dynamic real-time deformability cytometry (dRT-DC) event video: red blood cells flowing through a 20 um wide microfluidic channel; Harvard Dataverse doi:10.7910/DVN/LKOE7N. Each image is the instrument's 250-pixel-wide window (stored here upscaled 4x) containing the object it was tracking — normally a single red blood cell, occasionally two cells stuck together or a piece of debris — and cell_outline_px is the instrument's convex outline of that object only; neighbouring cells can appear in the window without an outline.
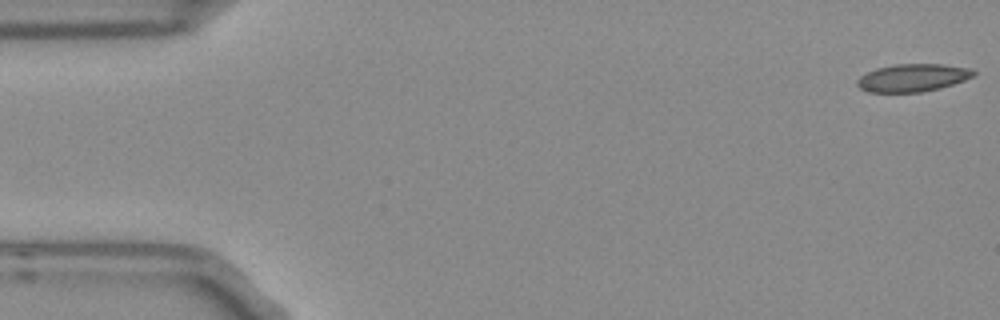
{"species": "Egyptian fruit bat (a non-hibernating species)", "species_latin": "Rousettus aegyptiacus", "temperature_condition": "room temperature", "stored_images_in_passage": 47, "camera_frame_rate_fps": 3000, "um_per_image_px": 0.085, "frame": {"image": 1, "passage_image": 1, "time_ms": 0.0, "image_size_px": [1000, 320], "cell_outline_px": [[976, 72], [972, 76], [964, 80], [940, 88], [920, 92], [868, 92], [860, 88], [856, 84], [856, 80], [860, 76], [876, 68], [896, 64], [940, 64], [968, 68]], "centroid_in_image_um": [77.53, 6.61], "position_along_channel_um": 7.5, "area_um2": 18.61}}
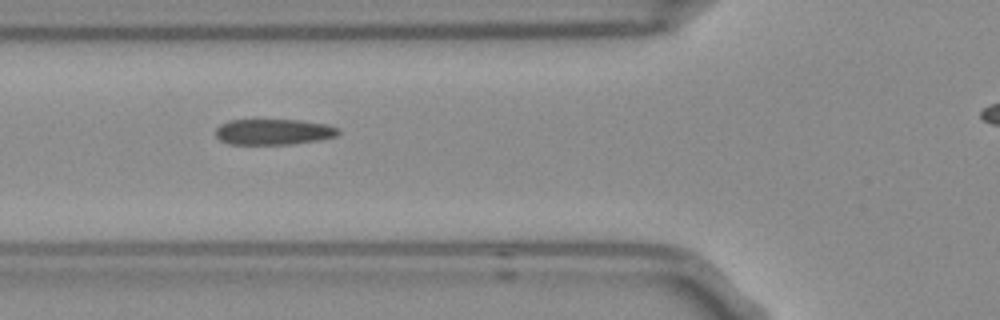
{"frame": {"image": 2, "passage_image": 19, "time_ms": 6.0, "image_size_px": [1000, 320], "cell_outline_px": [[340, 132], [336, 136], [320, 140], [288, 144], [228, 144], [220, 140], [216, 136], [216, 128], [220, 124], [228, 120], [300, 120], [328, 124], [340, 128]], "centroid_in_image_um": [23.27, 11.2], "position_along_channel_um": 102.5, "area_um2": 18.55}}
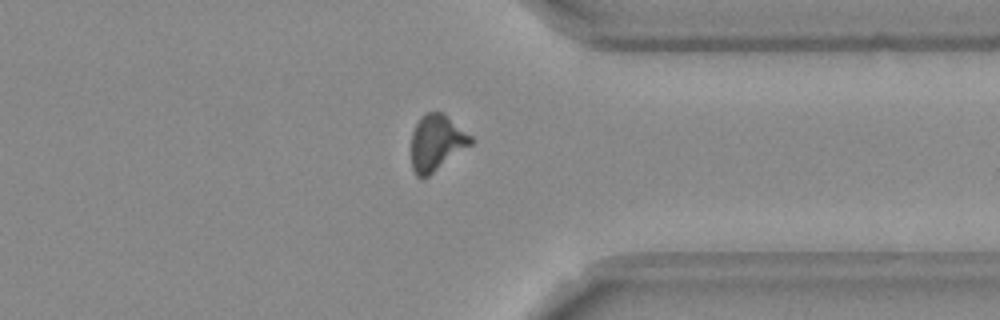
{"frame": {"image": 3, "passage_image": 41, "time_ms": 13.333, "image_size_px": [1000, 320], "cell_outline_px": [[476, 140], [472, 144], [428, 176], [416, 176], [412, 168], [412, 132], [420, 116], [424, 112], [444, 112], [472, 136]], "centroid_in_image_um": [37.13, 12.09], "position_along_channel_um": 374.3, "area_um2": 19.48}, "authors_computed_cell_mechanics": {"area_um2": 19.1896, "velocity_mm_per_s": 3.7792, "shape_relaxation_time_tau1_ms": null, "shape_relaxation_time_tau2_ms": 2.3579, "deformation_change_tau1": null, "deformation_change_tau2": 0.0846}}